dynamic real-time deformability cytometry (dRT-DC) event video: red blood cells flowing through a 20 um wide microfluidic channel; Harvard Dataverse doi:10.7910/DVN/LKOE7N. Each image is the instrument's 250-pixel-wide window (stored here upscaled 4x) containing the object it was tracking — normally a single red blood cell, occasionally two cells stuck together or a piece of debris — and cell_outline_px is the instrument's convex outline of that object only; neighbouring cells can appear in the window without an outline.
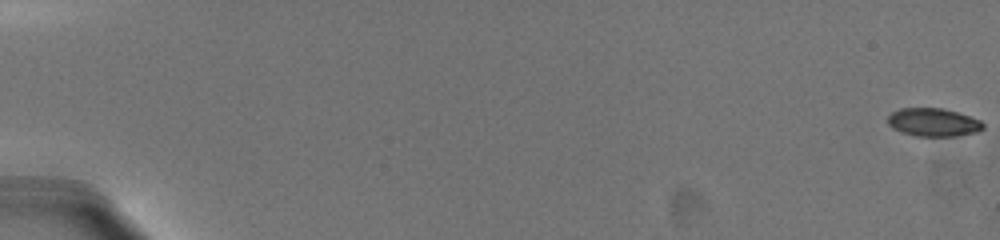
{"species": "common noctule bat (a hibernating species)", "species_latin": "Nyctalus noctula", "temperature_condition": "warm", "stored_images_in_passage": 72, "camera_frame_rate_fps": 3000, "um_per_image_px": 0.085, "animal": {"sex": "female", "body_mass_g": 19.5, "forearm_length_mm": 54.1}, "frame": {"image": 1, "passage_image": 1, "time_ms": 0.0, "image_size_px": [1000, 240], "cell_outline_px": [[984, 128], [976, 132], [956, 136], [916, 136], [892, 128], [888, 124], [888, 116], [892, 112], [900, 108], [944, 108], [980, 120], [984, 124]], "centroid_in_image_um": [79.33, 10.39], "position_along_channel_um": 5.7, "area_um2": 15.55}}
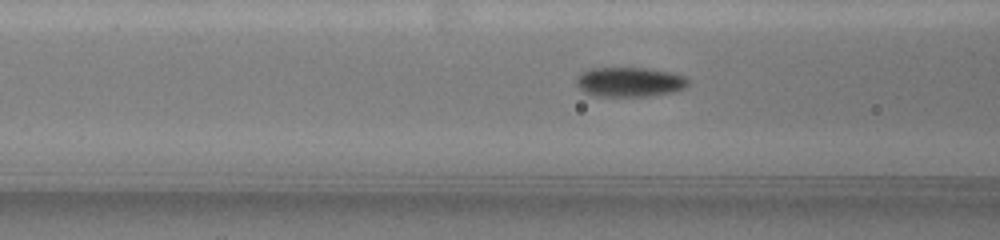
{"frame": {"image": 2, "passage_image": 42, "time_ms": 8.667, "image_size_px": [1000, 240], "cell_outline_px": [[688, 84], [684, 88], [672, 92], [648, 96], [596, 96], [584, 92], [576, 84], [576, 76], [580, 72], [592, 68], [648, 68], [668, 72], [684, 76], [688, 80]], "centroid_in_image_um": [53.47, 6.96], "position_along_channel_um": 113.1, "area_um2": 19.25}}
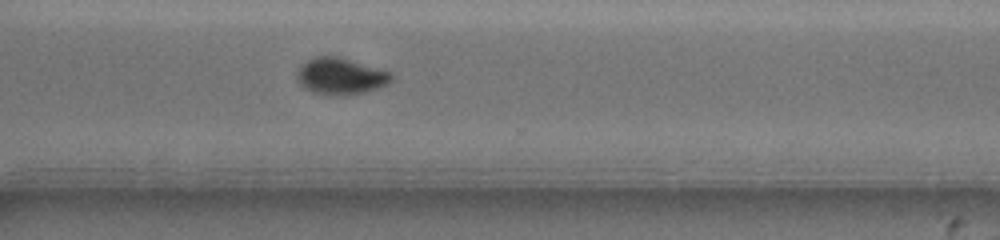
{"frame": {"image": 3, "passage_image": 71, "time_ms": 15.0, "image_size_px": [1000, 240], "cell_outline_px": [[392, 80], [388, 84], [380, 88], [364, 92], [328, 96], [316, 92], [300, 84], [296, 76], [300, 68], [308, 60], [316, 56], [336, 56], [392, 72]], "centroid_in_image_um": [28.99, 6.48], "position_along_channel_um": 341.6, "area_um2": 19.71}}